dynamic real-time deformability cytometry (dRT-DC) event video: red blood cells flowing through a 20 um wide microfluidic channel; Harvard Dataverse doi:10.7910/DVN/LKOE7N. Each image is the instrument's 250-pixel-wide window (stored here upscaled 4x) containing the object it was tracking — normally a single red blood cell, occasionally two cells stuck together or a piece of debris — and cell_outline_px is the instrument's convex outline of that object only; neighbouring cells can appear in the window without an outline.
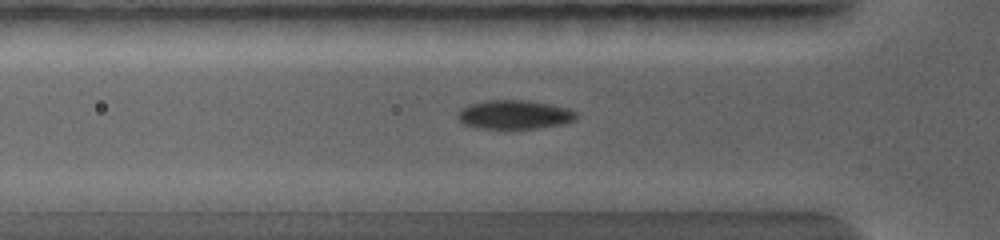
{"species": "common noctule bat (a hibernating species)", "species_latin": "Nyctalus noctula", "temperature_condition": "warm", "stored_images_in_passage": 28, "camera_frame_rate_fps": 5000, "um_per_image_px": 0.085, "animal": {"sex": "female", "body_mass_g": 19.0, "forearm_length_mm": 56.7}, "frame": {"image": 1, "passage_image": 6, "time_ms": 2.4, "image_size_px": [1000, 240], "cell_outline_px": [[576, 116], [572, 120], [552, 124], [528, 128], [488, 128], [468, 124], [460, 120], [460, 108], [468, 104], [484, 100], [532, 100], [552, 104], [568, 108], [576, 112]], "centroid_in_image_um": [43.71, 9.69], "position_along_channel_um": 82.1, "area_um2": 19.19}}
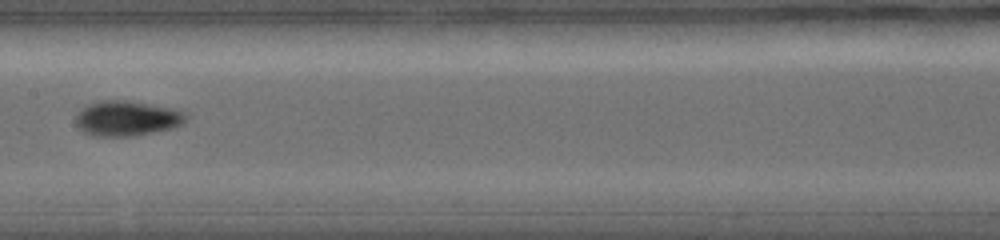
{"frame": {"image": 2, "passage_image": 11, "time_ms": 4.4, "image_size_px": [1000, 240], "cell_outline_px": [[184, 120], [168, 128], [148, 132], [120, 136], [116, 136], [88, 132], [76, 120], [76, 116], [80, 108], [84, 104], [100, 100], [128, 100], [168, 108], [180, 112], [184, 116]], "centroid_in_image_um": [10.68, 9.99], "position_along_channel_um": 196.7, "area_um2": 20.98}}
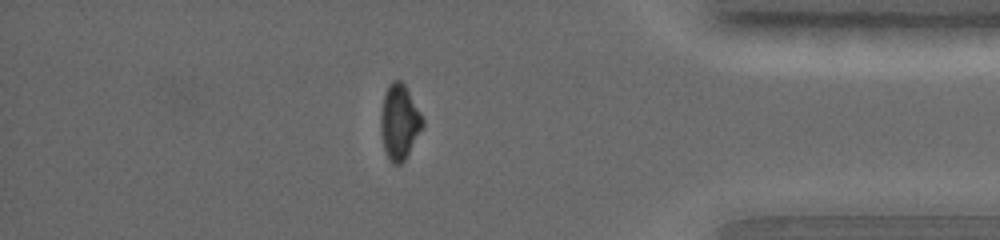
{"frame": {"image": 3, "passage_image": 22, "time_ms": 8.4, "image_size_px": [1000, 240], "cell_outline_px": [[420, 128], [404, 156], [400, 160], [392, 160], [388, 156], [384, 144], [384, 96], [388, 84], [392, 80], [400, 80], [404, 84], [420, 116]], "centroid_in_image_um": [33.94, 10.22], "position_along_channel_um": 401.3, "area_um2": 15.61}}